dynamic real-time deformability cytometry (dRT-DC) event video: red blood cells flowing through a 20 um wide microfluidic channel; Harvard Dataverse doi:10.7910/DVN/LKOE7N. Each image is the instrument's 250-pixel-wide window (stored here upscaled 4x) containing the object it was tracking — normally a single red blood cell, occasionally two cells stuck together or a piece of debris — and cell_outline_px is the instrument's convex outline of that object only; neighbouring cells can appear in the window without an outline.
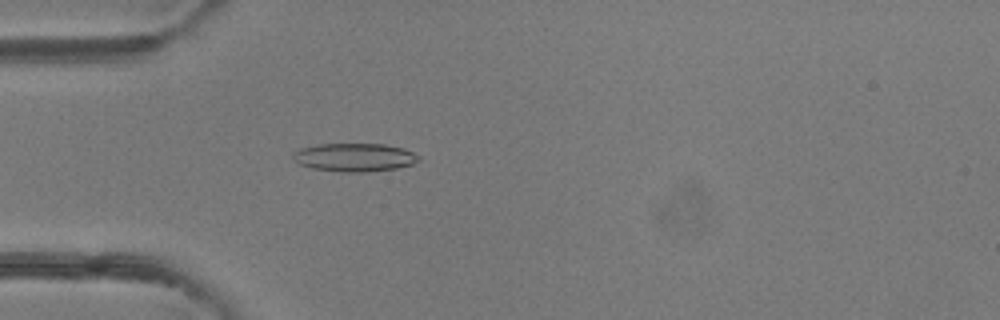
{"species": "common noctule bat (a hibernating species)", "species_latin": "Nyctalus noctula", "temperature_condition": "room temperature", "stored_images_in_passage": 48, "camera_frame_rate_fps": 3000, "um_per_image_px": 0.085, "animal": {"sex": "female"}, "frame": {"image": 1, "passage_image": 14, "time_ms": 4.333, "image_size_px": [1000, 320], "cell_outline_px": [[420, 160], [412, 164], [396, 168], [368, 172], [340, 172], [312, 168], [300, 164], [292, 160], [292, 152], [300, 148], [320, 144], [384, 144], [404, 148], [420, 156]], "centroid_in_image_um": [30.11, 13.37], "position_along_channel_um": 54.9, "area_um2": 20.87}}
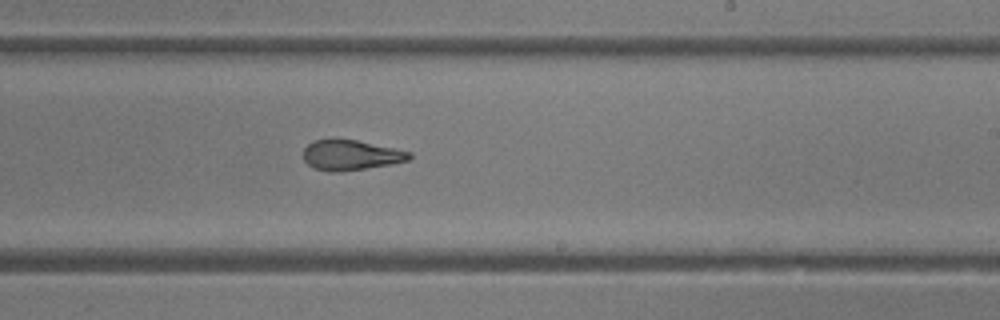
{"frame": {"image": 2, "passage_image": 29, "time_ms": 9.333, "image_size_px": [1000, 320], "cell_outline_px": [[412, 156], [408, 160], [392, 164], [336, 172], [328, 172], [312, 168], [304, 160], [304, 148], [312, 140], [332, 136], [356, 140], [412, 152]], "centroid_in_image_um": [29.75, 13.15], "position_along_channel_um": 259.2, "area_um2": 19.07}}
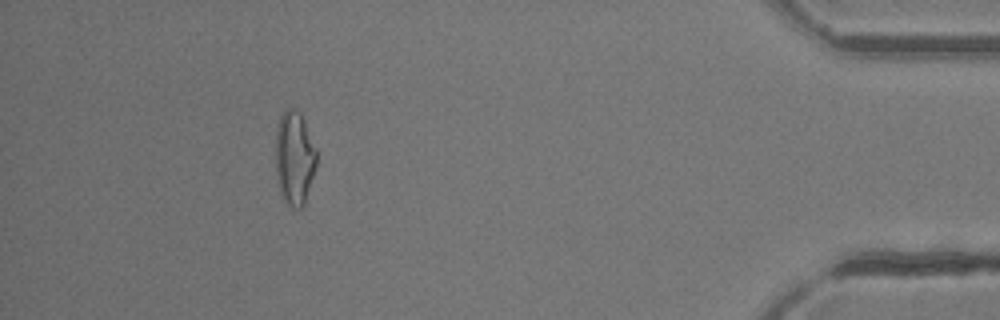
{"frame": {"image": 3, "passage_image": 44, "time_ms": 14.333, "image_size_px": [1000, 320], "cell_outline_px": [[316, 168], [304, 204], [300, 208], [292, 208], [284, 200], [280, 192], [276, 176], [276, 128], [280, 116], [288, 108], [292, 108], [300, 112], [316, 148]], "centroid_in_image_um": [25.02, 13.44], "position_along_channel_um": 410.2, "area_um2": 22.37}, "authors_computed_cell_mechanics": {"area_um2": 20.3456, "velocity_mm_per_s": 4.2107, "shape_relaxation_time_tau1_ms": null, "shape_relaxation_time_tau2_ms": 2.3491, "deformation_change_tau1": null, "deformation_change_tau2": 0.1051}}